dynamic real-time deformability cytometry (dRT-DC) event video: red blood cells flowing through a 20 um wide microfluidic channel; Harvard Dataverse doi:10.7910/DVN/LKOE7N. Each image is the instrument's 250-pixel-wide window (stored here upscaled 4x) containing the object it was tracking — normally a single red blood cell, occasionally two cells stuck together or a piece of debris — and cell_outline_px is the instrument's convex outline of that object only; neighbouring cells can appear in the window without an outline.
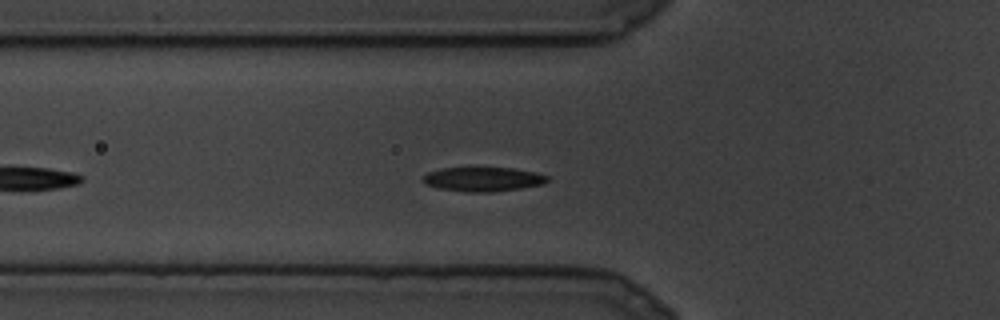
{"species": "common noctule bat (a hibernating species)", "species_latin": "Nyctalus noctula", "temperature_condition": "cold", "stored_images_in_passage": 8, "camera_frame_rate_fps": 3000, "um_per_image_px": 0.085, "animal": {"sex": "male", "body_mass_g": 19.5, "forearm_length_mm": 54.6}, "frame": {"image": 1, "passage_image": 4, "time_ms": 1.0, "image_size_px": [1000, 320], "cell_outline_px": [[548, 180], [544, 184], [520, 188], [492, 192], [464, 192], [436, 188], [424, 184], [420, 180], [428, 172], [440, 168], [512, 168], [536, 172], [548, 176]], "centroid_in_image_um": [41.01, 15.24], "position_along_channel_um": 84.8, "area_um2": 17.74}}
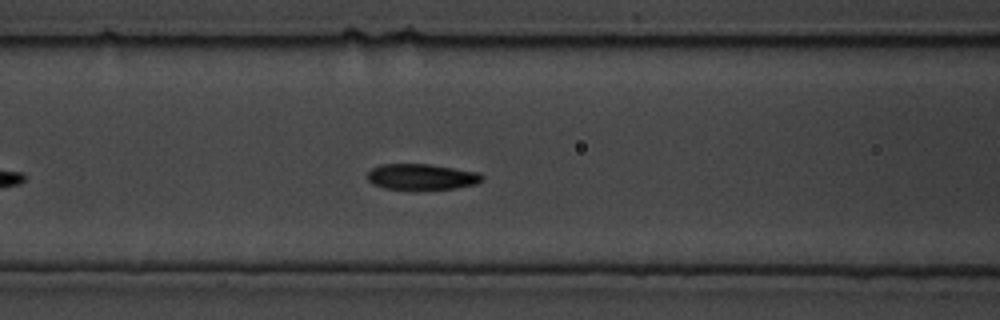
{"frame": {"image": 2, "passage_image": 6, "time_ms": 1.667, "image_size_px": [1000, 320], "cell_outline_px": [[484, 180], [476, 184], [456, 188], [416, 192], [384, 188], [372, 184], [368, 180], [368, 172], [372, 168], [380, 164], [432, 164], [480, 172], [484, 176]], "centroid_in_image_um": [35.87, 15.06], "position_along_channel_um": 130.7, "area_um2": 18.21}}
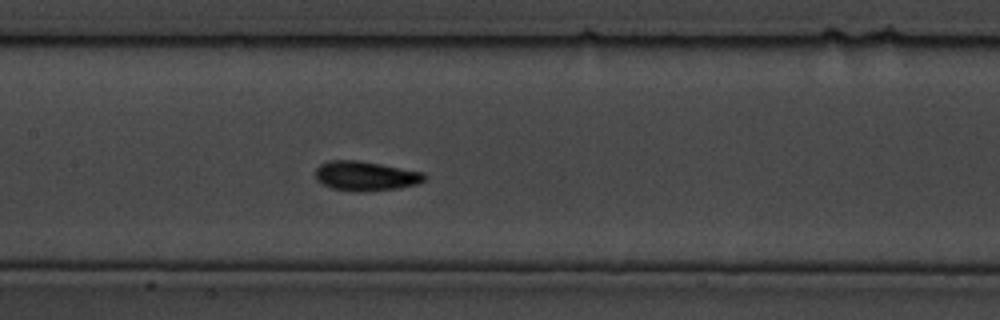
{"frame": {"image": 3, "passage_image": 8, "time_ms": 2.333, "image_size_px": [1000, 320], "cell_outline_px": [[428, 176], [424, 180], [416, 184], [400, 188], [356, 192], [332, 188], [320, 184], [316, 180], [316, 168], [320, 164], [328, 160], [360, 160], [424, 172]], "centroid_in_image_um": [31.06, 14.95], "position_along_channel_um": 176.3, "area_um2": 18.96}}